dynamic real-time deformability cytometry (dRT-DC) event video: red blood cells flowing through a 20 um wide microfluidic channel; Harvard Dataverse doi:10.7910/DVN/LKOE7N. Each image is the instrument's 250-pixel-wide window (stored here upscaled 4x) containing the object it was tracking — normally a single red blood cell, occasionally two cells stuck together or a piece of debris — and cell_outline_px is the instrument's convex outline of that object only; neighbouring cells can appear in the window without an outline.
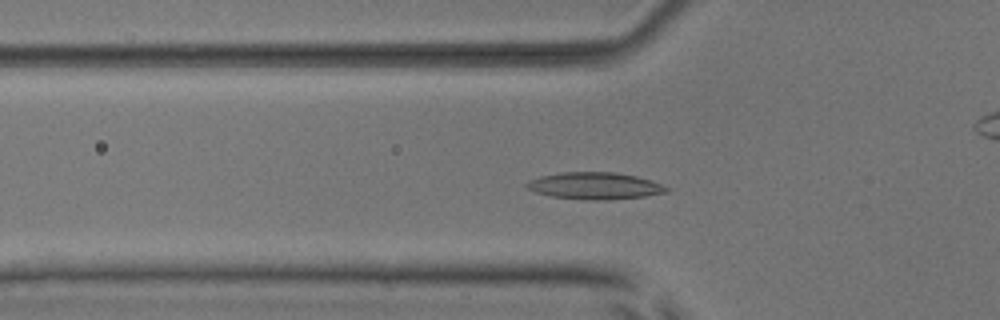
{"species": "common noctule bat (a hibernating species)", "species_latin": "Nyctalus noctula", "temperature_condition": "room temperature", "stored_images_in_passage": 47, "camera_frame_rate_fps": 3000, "um_per_image_px": 0.085, "animal": {"sex": "male", "body_mass_g": 17.9, "forearm_length_mm": 54.2}, "frame": {"image": 1, "passage_image": 11, "time_ms": 3.333, "image_size_px": [1000, 320], "cell_outline_px": [[672, 188], [668, 192], [644, 196], [608, 200], [588, 200], [552, 196], [536, 192], [524, 188], [524, 184], [528, 180], [540, 176], [560, 172], [616, 172], [636, 176]], "centroid_in_image_um": [50.52, 15.79], "position_along_channel_um": 75.3, "area_um2": 22.02}}
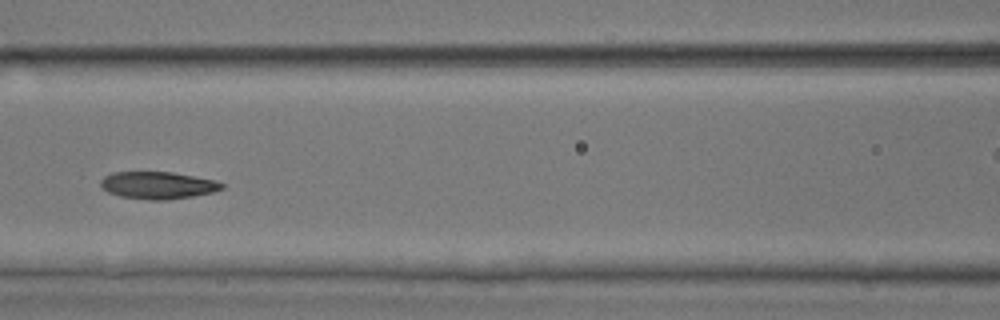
{"frame": {"image": 2, "passage_image": 17, "time_ms": 5.333, "image_size_px": [1000, 320], "cell_outline_px": [[224, 188], [212, 192], [192, 196], [164, 200], [148, 200], [120, 196], [108, 192], [100, 184], [100, 180], [104, 176], [112, 172], [172, 172], [216, 180], [224, 184]], "centroid_in_image_um": [13.41, 15.74], "position_along_channel_um": 153.2, "area_um2": 19.19}}
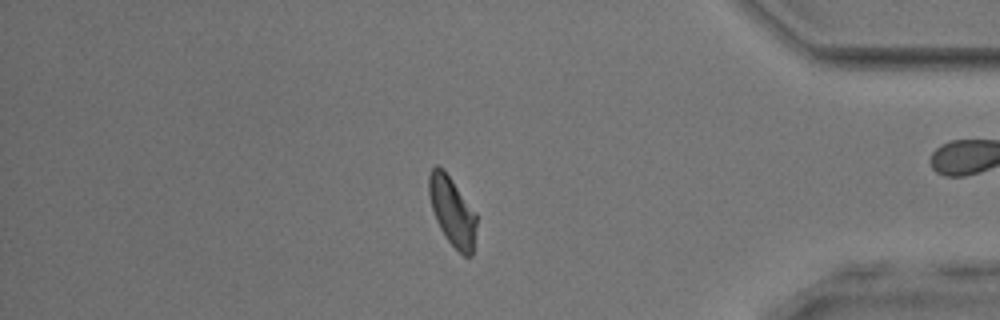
{"frame": {"image": 3, "passage_image": 38, "time_ms": 12.333, "image_size_px": [1000, 320], "cell_outline_px": [[476, 224], [472, 256], [464, 256], [444, 236], [436, 220], [432, 208], [428, 192], [428, 176], [432, 168], [436, 164], [444, 168], [476, 212]], "centroid_in_image_um": [38.43, 17.91], "position_along_channel_um": 396.8, "area_um2": 19.13}, "authors_computed_cell_mechanics": {"area_um2": 19.652, "velocity_mm_per_s": 3.8997, "shape_relaxation_time_tau1_ms": 4.0022, "shape_relaxation_time_tau2_ms": 3.9296, "deformation_change_tau1": 0.1523, "deformation_change_tau2": 0.1013}}